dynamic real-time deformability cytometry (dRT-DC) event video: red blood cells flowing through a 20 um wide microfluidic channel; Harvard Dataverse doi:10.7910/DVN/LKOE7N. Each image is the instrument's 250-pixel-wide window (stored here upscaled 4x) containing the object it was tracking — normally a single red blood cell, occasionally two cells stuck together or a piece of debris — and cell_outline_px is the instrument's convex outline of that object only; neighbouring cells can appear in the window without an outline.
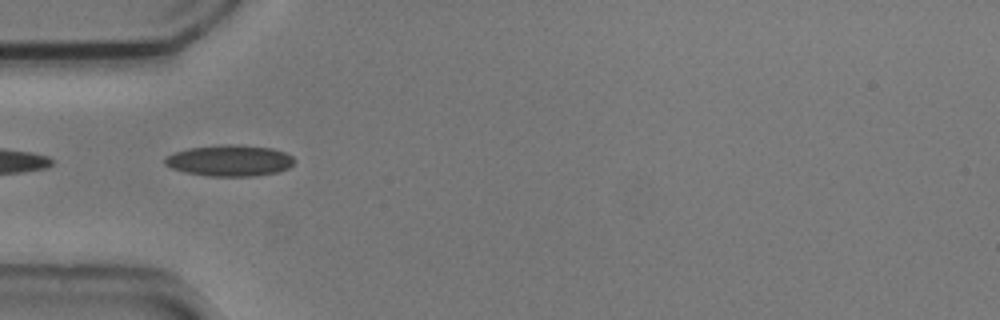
{"species": "common noctule bat (a hibernating species)", "species_latin": "Nyctalus noctula", "temperature_condition": "cold", "stored_images_in_passage": 4, "camera_frame_rate_fps": 3000, "um_per_image_px": 0.085, "animal": {"sex": "male", "body_mass_g": 20.5, "forearm_length_mm": 52.5}, "frame": {"image": 1, "passage_image": 4, "time_ms": 1.0, "image_size_px": [1000, 320], "cell_outline_px": [[296, 160], [288, 168], [276, 172], [256, 176], [208, 176], [184, 172], [172, 168], [164, 164], [164, 156], [188, 148], [220, 144], [236, 144], [272, 148], [284, 152], [292, 156]], "centroid_in_image_um": [19.5, 13.64], "position_along_channel_um": 65.5, "area_um2": 23.7}}